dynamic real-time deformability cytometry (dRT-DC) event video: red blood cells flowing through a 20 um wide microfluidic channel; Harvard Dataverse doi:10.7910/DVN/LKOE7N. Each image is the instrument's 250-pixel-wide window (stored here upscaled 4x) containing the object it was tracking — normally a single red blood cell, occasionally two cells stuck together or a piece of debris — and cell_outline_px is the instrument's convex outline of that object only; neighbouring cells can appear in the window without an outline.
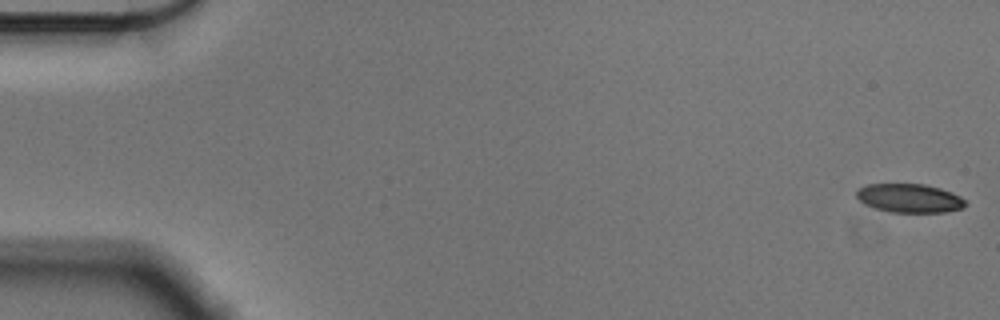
{"species": "Egyptian fruit bat (a non-hibernating species)", "species_latin": "Rousettus aegyptiacus", "temperature_condition": "cold", "stored_images_in_passage": 56, "camera_frame_rate_fps": 3000, "um_per_image_px": 0.085, "animal": {"sex": "male"}, "frame": {"image": 1, "passage_image": 1, "time_ms": 0.0, "image_size_px": [1000, 320], "cell_outline_px": [[968, 204], [964, 208], [944, 212], [888, 212], [864, 204], [856, 196], [856, 192], [860, 188], [868, 184], [924, 184], [940, 188], [952, 192], [960, 196]], "centroid_in_image_um": [77.33, 16.85], "position_along_channel_um": 7.7, "area_um2": 18.26}}
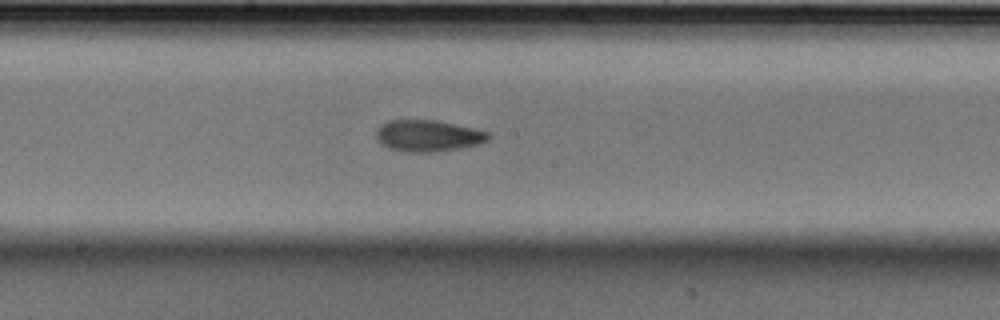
{"frame": {"image": 2, "passage_image": 30, "time_ms": 9.667, "image_size_px": [1000, 320], "cell_outline_px": [[492, 136], [488, 140], [476, 144], [460, 148], [432, 152], [412, 152], [388, 148], [376, 140], [376, 128], [380, 124], [388, 120], [436, 120], [472, 128], [488, 132]], "centroid_in_image_um": [36.34, 11.53], "position_along_channel_um": 211.9, "area_um2": 20.52}}
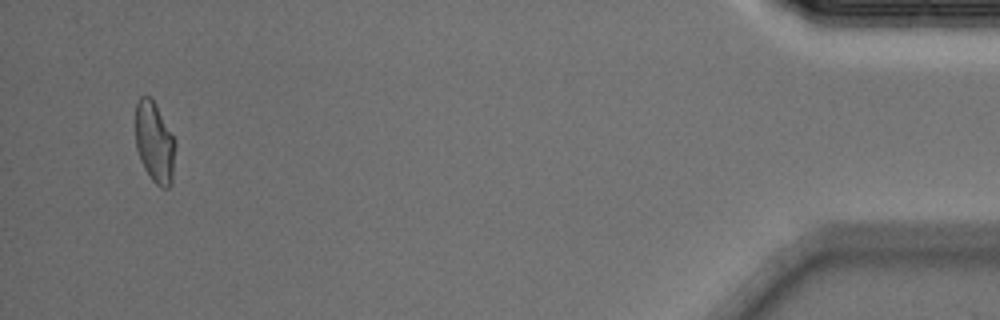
{"frame": {"image": 3, "passage_image": 54, "time_ms": 17.667, "image_size_px": [1000, 320], "cell_outline_px": [[176, 144], [172, 184], [168, 188], [160, 188], [152, 180], [144, 168], [140, 160], [136, 148], [136, 104], [140, 96], [148, 96], [156, 104]], "centroid_in_image_um": [13.14, 12.15], "position_along_channel_um": 422.1, "area_um2": 18.73}, "authors_computed_cell_mechanics": {"area_um2": 19.9121, "velocity_mm_per_s": 3.5819, "shape_relaxation_time_tau1_ms": 4.9141, "shape_relaxation_time_tau2_ms": 2.3946, "deformation_change_tau1": 0.1239, "deformation_change_tau2": 0.0739}}